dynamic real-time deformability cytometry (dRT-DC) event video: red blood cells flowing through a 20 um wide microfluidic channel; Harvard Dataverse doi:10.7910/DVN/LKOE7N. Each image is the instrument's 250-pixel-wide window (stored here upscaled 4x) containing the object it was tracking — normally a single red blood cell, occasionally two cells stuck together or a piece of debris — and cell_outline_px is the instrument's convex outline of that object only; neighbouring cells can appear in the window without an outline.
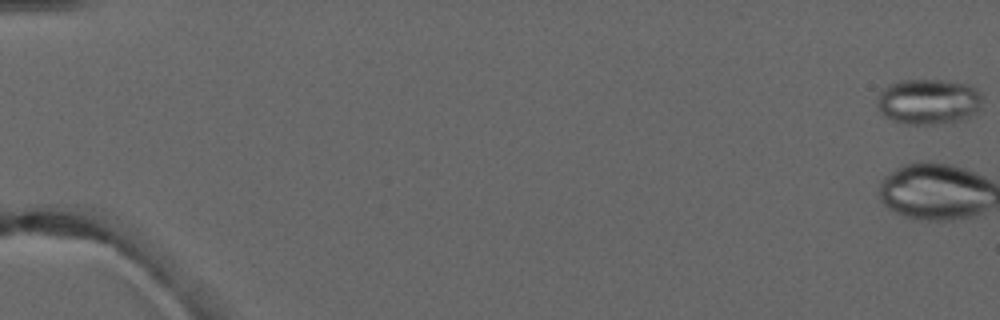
{"species": "common noctule bat (a hibernating species)", "species_latin": "Nyctalus noctula", "temperature_condition": "warm", "stored_images_in_passage": 7, "camera_frame_rate_fps": 3000, "um_per_image_px": 0.085, "animal": {"sex": "male", "forearm_length_mm": 52.5}, "frame": {"image": 1, "passage_image": 1, "time_ms": 0.0, "image_size_px": [1000, 320], "cell_outline_px": [[984, 96], [980, 108], [976, 116], [968, 120], [952, 124], [904, 124], [892, 120], [884, 116], [880, 112], [876, 104], [876, 96], [888, 84], [900, 80], [944, 80], [968, 84], [976, 88]], "centroid_in_image_um": [78.98, 8.66], "position_along_channel_um": 6.0, "area_um2": 29.07}}